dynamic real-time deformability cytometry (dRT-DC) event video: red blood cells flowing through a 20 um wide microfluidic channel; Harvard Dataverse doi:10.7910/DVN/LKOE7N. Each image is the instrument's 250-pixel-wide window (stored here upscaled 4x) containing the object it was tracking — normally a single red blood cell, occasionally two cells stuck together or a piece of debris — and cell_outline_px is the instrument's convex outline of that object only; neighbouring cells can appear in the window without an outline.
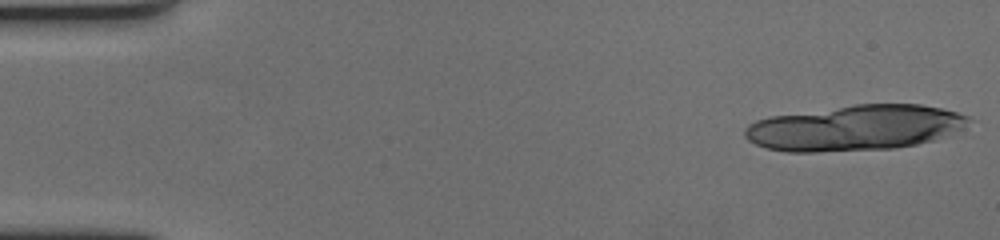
{"species": "human", "species_latin": "Homo sapiens", "temperature_condition": "cold", "stored_images_in_passage": 22, "segment_of_instrument_passage": [1, 2], "camera_frame_rate_fps": 3000, "um_per_image_px": 0.085, "donor": {"sex": "female"}, "frame": {"image": 1, "passage_image": 1, "time_ms": 0.0, "image_size_px": [1000, 240], "cell_outline_px": [[968, 120], [960, 128], [936, 140], [896, 148], [816, 152], [788, 152], [768, 148], [756, 144], [748, 140], [744, 136], [744, 128], [748, 124], [756, 120], [772, 116], [856, 104], [920, 104], [940, 108], [956, 112], [968, 116]], "centroid_in_image_um": [72.62, 10.87], "position_along_channel_um": 12.4, "area_um2": 58.9}}